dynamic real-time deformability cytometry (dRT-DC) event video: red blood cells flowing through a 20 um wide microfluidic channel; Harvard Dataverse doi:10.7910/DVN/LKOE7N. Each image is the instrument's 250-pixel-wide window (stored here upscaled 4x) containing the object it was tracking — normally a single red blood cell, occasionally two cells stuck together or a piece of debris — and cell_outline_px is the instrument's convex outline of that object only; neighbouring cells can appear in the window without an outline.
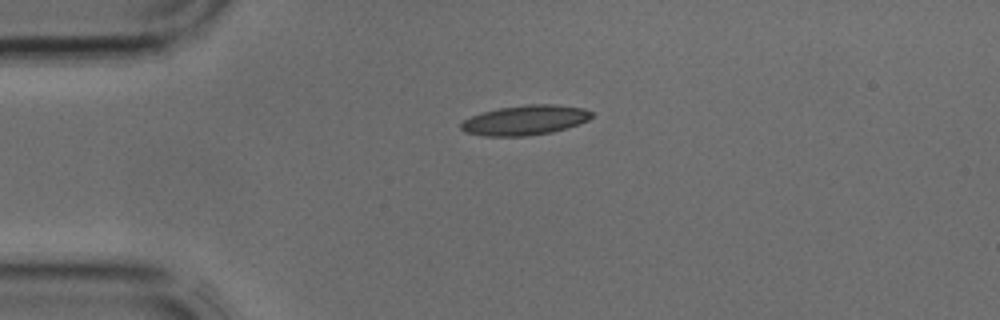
{"species": "common noctule bat (a hibernating species)", "species_latin": "Nyctalus noctula", "temperature_condition": "cold", "stored_images_in_passage": 1, "camera_frame_rate_fps": 3000, "um_per_image_px": 0.085, "animal": {"sex": "male", "body_mass_g": 17.9, "forearm_length_mm": 54.2}, "frame": {"image": 1, "passage_image": 1, "time_ms": 0.0, "image_size_px": [1000, 320], "cell_outline_px": [[592, 116], [588, 120], [580, 124], [552, 132], [528, 136], [484, 136], [464, 132], [460, 128], [460, 124], [464, 120], [472, 116], [484, 112], [500, 108], [528, 104], [552, 104], [584, 108], [592, 112]], "centroid_in_image_um": [44.64, 10.22], "position_along_channel_um": 40.4, "area_um2": 22.66}}